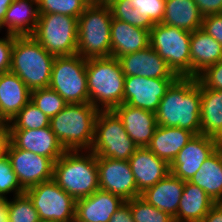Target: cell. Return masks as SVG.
<instances>
[{
	"label": "cell",
	"mask_w": 222,
	"mask_h": 222,
	"mask_svg": "<svg viewBox=\"0 0 222 222\" xmlns=\"http://www.w3.org/2000/svg\"><path fill=\"white\" fill-rule=\"evenodd\" d=\"M201 84L195 77H178L155 112L157 126L178 127L201 134Z\"/></svg>",
	"instance_id": "cell-1"
},
{
	"label": "cell",
	"mask_w": 222,
	"mask_h": 222,
	"mask_svg": "<svg viewBox=\"0 0 222 222\" xmlns=\"http://www.w3.org/2000/svg\"><path fill=\"white\" fill-rule=\"evenodd\" d=\"M53 179L75 200L99 188L97 156L91 150L65 151L54 163Z\"/></svg>",
	"instance_id": "cell-2"
},
{
	"label": "cell",
	"mask_w": 222,
	"mask_h": 222,
	"mask_svg": "<svg viewBox=\"0 0 222 222\" xmlns=\"http://www.w3.org/2000/svg\"><path fill=\"white\" fill-rule=\"evenodd\" d=\"M89 103L98 110L123 104L125 75L118 58H92L86 64Z\"/></svg>",
	"instance_id": "cell-3"
},
{
	"label": "cell",
	"mask_w": 222,
	"mask_h": 222,
	"mask_svg": "<svg viewBox=\"0 0 222 222\" xmlns=\"http://www.w3.org/2000/svg\"><path fill=\"white\" fill-rule=\"evenodd\" d=\"M99 110L91 103L67 104L50 119V127L66 151L90 150Z\"/></svg>",
	"instance_id": "cell-4"
},
{
	"label": "cell",
	"mask_w": 222,
	"mask_h": 222,
	"mask_svg": "<svg viewBox=\"0 0 222 222\" xmlns=\"http://www.w3.org/2000/svg\"><path fill=\"white\" fill-rule=\"evenodd\" d=\"M54 60L32 36H15L10 71L31 91L49 86Z\"/></svg>",
	"instance_id": "cell-5"
},
{
	"label": "cell",
	"mask_w": 222,
	"mask_h": 222,
	"mask_svg": "<svg viewBox=\"0 0 222 222\" xmlns=\"http://www.w3.org/2000/svg\"><path fill=\"white\" fill-rule=\"evenodd\" d=\"M111 21V9L104 0L85 8L78 18L77 53L82 58L111 56Z\"/></svg>",
	"instance_id": "cell-6"
},
{
	"label": "cell",
	"mask_w": 222,
	"mask_h": 222,
	"mask_svg": "<svg viewBox=\"0 0 222 222\" xmlns=\"http://www.w3.org/2000/svg\"><path fill=\"white\" fill-rule=\"evenodd\" d=\"M191 32L162 23L150 29V46L178 77H191Z\"/></svg>",
	"instance_id": "cell-7"
},
{
	"label": "cell",
	"mask_w": 222,
	"mask_h": 222,
	"mask_svg": "<svg viewBox=\"0 0 222 222\" xmlns=\"http://www.w3.org/2000/svg\"><path fill=\"white\" fill-rule=\"evenodd\" d=\"M137 148L118 115L113 110H99L90 150L99 157L128 161Z\"/></svg>",
	"instance_id": "cell-8"
},
{
	"label": "cell",
	"mask_w": 222,
	"mask_h": 222,
	"mask_svg": "<svg viewBox=\"0 0 222 222\" xmlns=\"http://www.w3.org/2000/svg\"><path fill=\"white\" fill-rule=\"evenodd\" d=\"M86 64L87 60L78 53L56 56L48 87L55 90L68 104L88 103Z\"/></svg>",
	"instance_id": "cell-9"
},
{
	"label": "cell",
	"mask_w": 222,
	"mask_h": 222,
	"mask_svg": "<svg viewBox=\"0 0 222 222\" xmlns=\"http://www.w3.org/2000/svg\"><path fill=\"white\" fill-rule=\"evenodd\" d=\"M32 37L55 57L76 54L78 19L55 13L39 14Z\"/></svg>",
	"instance_id": "cell-10"
},
{
	"label": "cell",
	"mask_w": 222,
	"mask_h": 222,
	"mask_svg": "<svg viewBox=\"0 0 222 222\" xmlns=\"http://www.w3.org/2000/svg\"><path fill=\"white\" fill-rule=\"evenodd\" d=\"M32 200L40 219L72 222L76 200L58 186L54 179L41 182L25 191Z\"/></svg>",
	"instance_id": "cell-11"
},
{
	"label": "cell",
	"mask_w": 222,
	"mask_h": 222,
	"mask_svg": "<svg viewBox=\"0 0 222 222\" xmlns=\"http://www.w3.org/2000/svg\"><path fill=\"white\" fill-rule=\"evenodd\" d=\"M5 153L24 191L53 179L54 162L50 158L16 148L9 140Z\"/></svg>",
	"instance_id": "cell-12"
},
{
	"label": "cell",
	"mask_w": 222,
	"mask_h": 222,
	"mask_svg": "<svg viewBox=\"0 0 222 222\" xmlns=\"http://www.w3.org/2000/svg\"><path fill=\"white\" fill-rule=\"evenodd\" d=\"M99 188L120 196L124 201L141 196L127 160L97 156Z\"/></svg>",
	"instance_id": "cell-13"
},
{
	"label": "cell",
	"mask_w": 222,
	"mask_h": 222,
	"mask_svg": "<svg viewBox=\"0 0 222 222\" xmlns=\"http://www.w3.org/2000/svg\"><path fill=\"white\" fill-rule=\"evenodd\" d=\"M176 79L125 76L123 103L155 113L161 98Z\"/></svg>",
	"instance_id": "cell-14"
},
{
	"label": "cell",
	"mask_w": 222,
	"mask_h": 222,
	"mask_svg": "<svg viewBox=\"0 0 222 222\" xmlns=\"http://www.w3.org/2000/svg\"><path fill=\"white\" fill-rule=\"evenodd\" d=\"M216 151L214 138L194 135L170 164V172L182 181H190L201 165Z\"/></svg>",
	"instance_id": "cell-15"
},
{
	"label": "cell",
	"mask_w": 222,
	"mask_h": 222,
	"mask_svg": "<svg viewBox=\"0 0 222 222\" xmlns=\"http://www.w3.org/2000/svg\"><path fill=\"white\" fill-rule=\"evenodd\" d=\"M8 140L19 149L48 157L54 163L65 153L51 127L37 130H6Z\"/></svg>",
	"instance_id": "cell-16"
},
{
	"label": "cell",
	"mask_w": 222,
	"mask_h": 222,
	"mask_svg": "<svg viewBox=\"0 0 222 222\" xmlns=\"http://www.w3.org/2000/svg\"><path fill=\"white\" fill-rule=\"evenodd\" d=\"M118 60L125 76L178 78L150 45L132 54L120 56Z\"/></svg>",
	"instance_id": "cell-17"
},
{
	"label": "cell",
	"mask_w": 222,
	"mask_h": 222,
	"mask_svg": "<svg viewBox=\"0 0 222 222\" xmlns=\"http://www.w3.org/2000/svg\"><path fill=\"white\" fill-rule=\"evenodd\" d=\"M128 162L140 193L154 186L170 173V165L147 147H138Z\"/></svg>",
	"instance_id": "cell-18"
},
{
	"label": "cell",
	"mask_w": 222,
	"mask_h": 222,
	"mask_svg": "<svg viewBox=\"0 0 222 222\" xmlns=\"http://www.w3.org/2000/svg\"><path fill=\"white\" fill-rule=\"evenodd\" d=\"M113 111L121 119L126 132L137 147H147L157 127L155 113L126 103L116 106Z\"/></svg>",
	"instance_id": "cell-19"
},
{
	"label": "cell",
	"mask_w": 222,
	"mask_h": 222,
	"mask_svg": "<svg viewBox=\"0 0 222 222\" xmlns=\"http://www.w3.org/2000/svg\"><path fill=\"white\" fill-rule=\"evenodd\" d=\"M125 201L118 195L101 189L76 200L75 219L81 222H109Z\"/></svg>",
	"instance_id": "cell-20"
},
{
	"label": "cell",
	"mask_w": 222,
	"mask_h": 222,
	"mask_svg": "<svg viewBox=\"0 0 222 222\" xmlns=\"http://www.w3.org/2000/svg\"><path fill=\"white\" fill-rule=\"evenodd\" d=\"M30 100L31 90L16 74H0V120L9 123Z\"/></svg>",
	"instance_id": "cell-21"
},
{
	"label": "cell",
	"mask_w": 222,
	"mask_h": 222,
	"mask_svg": "<svg viewBox=\"0 0 222 222\" xmlns=\"http://www.w3.org/2000/svg\"><path fill=\"white\" fill-rule=\"evenodd\" d=\"M39 18L37 0H14L8 7L0 34L32 36Z\"/></svg>",
	"instance_id": "cell-22"
},
{
	"label": "cell",
	"mask_w": 222,
	"mask_h": 222,
	"mask_svg": "<svg viewBox=\"0 0 222 222\" xmlns=\"http://www.w3.org/2000/svg\"><path fill=\"white\" fill-rule=\"evenodd\" d=\"M150 45V31L112 17L111 56L119 58Z\"/></svg>",
	"instance_id": "cell-23"
},
{
	"label": "cell",
	"mask_w": 222,
	"mask_h": 222,
	"mask_svg": "<svg viewBox=\"0 0 222 222\" xmlns=\"http://www.w3.org/2000/svg\"><path fill=\"white\" fill-rule=\"evenodd\" d=\"M184 183L185 181H182L170 172L154 186L147 188L141 193V197L153 207L175 217L184 189Z\"/></svg>",
	"instance_id": "cell-24"
},
{
	"label": "cell",
	"mask_w": 222,
	"mask_h": 222,
	"mask_svg": "<svg viewBox=\"0 0 222 222\" xmlns=\"http://www.w3.org/2000/svg\"><path fill=\"white\" fill-rule=\"evenodd\" d=\"M194 134L178 127L157 126L147 148L169 165Z\"/></svg>",
	"instance_id": "cell-25"
},
{
	"label": "cell",
	"mask_w": 222,
	"mask_h": 222,
	"mask_svg": "<svg viewBox=\"0 0 222 222\" xmlns=\"http://www.w3.org/2000/svg\"><path fill=\"white\" fill-rule=\"evenodd\" d=\"M191 77H197L205 68L222 59V45L202 29L191 32Z\"/></svg>",
	"instance_id": "cell-26"
},
{
	"label": "cell",
	"mask_w": 222,
	"mask_h": 222,
	"mask_svg": "<svg viewBox=\"0 0 222 222\" xmlns=\"http://www.w3.org/2000/svg\"><path fill=\"white\" fill-rule=\"evenodd\" d=\"M214 204L215 202L204 190L185 181L174 220L175 222H200Z\"/></svg>",
	"instance_id": "cell-27"
},
{
	"label": "cell",
	"mask_w": 222,
	"mask_h": 222,
	"mask_svg": "<svg viewBox=\"0 0 222 222\" xmlns=\"http://www.w3.org/2000/svg\"><path fill=\"white\" fill-rule=\"evenodd\" d=\"M165 5L162 24L189 32L201 29L204 16L194 0H165Z\"/></svg>",
	"instance_id": "cell-28"
},
{
	"label": "cell",
	"mask_w": 222,
	"mask_h": 222,
	"mask_svg": "<svg viewBox=\"0 0 222 222\" xmlns=\"http://www.w3.org/2000/svg\"><path fill=\"white\" fill-rule=\"evenodd\" d=\"M215 202H222V152L216 150L189 181Z\"/></svg>",
	"instance_id": "cell-29"
},
{
	"label": "cell",
	"mask_w": 222,
	"mask_h": 222,
	"mask_svg": "<svg viewBox=\"0 0 222 222\" xmlns=\"http://www.w3.org/2000/svg\"><path fill=\"white\" fill-rule=\"evenodd\" d=\"M201 134L214 137L222 128V90L201 85Z\"/></svg>",
	"instance_id": "cell-30"
},
{
	"label": "cell",
	"mask_w": 222,
	"mask_h": 222,
	"mask_svg": "<svg viewBox=\"0 0 222 222\" xmlns=\"http://www.w3.org/2000/svg\"><path fill=\"white\" fill-rule=\"evenodd\" d=\"M110 7L112 17L145 30L154 26L148 17L140 14L136 0H104Z\"/></svg>",
	"instance_id": "cell-31"
},
{
	"label": "cell",
	"mask_w": 222,
	"mask_h": 222,
	"mask_svg": "<svg viewBox=\"0 0 222 222\" xmlns=\"http://www.w3.org/2000/svg\"><path fill=\"white\" fill-rule=\"evenodd\" d=\"M50 126V119L29 101L14 117L6 124V130H37Z\"/></svg>",
	"instance_id": "cell-32"
},
{
	"label": "cell",
	"mask_w": 222,
	"mask_h": 222,
	"mask_svg": "<svg viewBox=\"0 0 222 222\" xmlns=\"http://www.w3.org/2000/svg\"><path fill=\"white\" fill-rule=\"evenodd\" d=\"M6 217L12 222H38L40 220L32 200L26 193L6 200Z\"/></svg>",
	"instance_id": "cell-33"
},
{
	"label": "cell",
	"mask_w": 222,
	"mask_h": 222,
	"mask_svg": "<svg viewBox=\"0 0 222 222\" xmlns=\"http://www.w3.org/2000/svg\"><path fill=\"white\" fill-rule=\"evenodd\" d=\"M30 101L49 119L57 115L68 104L50 87L32 90Z\"/></svg>",
	"instance_id": "cell-34"
},
{
	"label": "cell",
	"mask_w": 222,
	"mask_h": 222,
	"mask_svg": "<svg viewBox=\"0 0 222 222\" xmlns=\"http://www.w3.org/2000/svg\"><path fill=\"white\" fill-rule=\"evenodd\" d=\"M125 202L130 206L134 222H175L174 217L153 207L141 196Z\"/></svg>",
	"instance_id": "cell-35"
},
{
	"label": "cell",
	"mask_w": 222,
	"mask_h": 222,
	"mask_svg": "<svg viewBox=\"0 0 222 222\" xmlns=\"http://www.w3.org/2000/svg\"><path fill=\"white\" fill-rule=\"evenodd\" d=\"M39 14H62L79 18L87 5L82 0H37Z\"/></svg>",
	"instance_id": "cell-36"
},
{
	"label": "cell",
	"mask_w": 222,
	"mask_h": 222,
	"mask_svg": "<svg viewBox=\"0 0 222 222\" xmlns=\"http://www.w3.org/2000/svg\"><path fill=\"white\" fill-rule=\"evenodd\" d=\"M16 174L13 172L11 162L4 153L0 157V197L5 199L24 194Z\"/></svg>",
	"instance_id": "cell-37"
},
{
	"label": "cell",
	"mask_w": 222,
	"mask_h": 222,
	"mask_svg": "<svg viewBox=\"0 0 222 222\" xmlns=\"http://www.w3.org/2000/svg\"><path fill=\"white\" fill-rule=\"evenodd\" d=\"M140 14L148 17L153 24L162 22L165 12V0H136Z\"/></svg>",
	"instance_id": "cell-38"
},
{
	"label": "cell",
	"mask_w": 222,
	"mask_h": 222,
	"mask_svg": "<svg viewBox=\"0 0 222 222\" xmlns=\"http://www.w3.org/2000/svg\"><path fill=\"white\" fill-rule=\"evenodd\" d=\"M196 78L204 88L222 90V59L205 68Z\"/></svg>",
	"instance_id": "cell-39"
},
{
	"label": "cell",
	"mask_w": 222,
	"mask_h": 222,
	"mask_svg": "<svg viewBox=\"0 0 222 222\" xmlns=\"http://www.w3.org/2000/svg\"><path fill=\"white\" fill-rule=\"evenodd\" d=\"M0 36V74L10 71L11 52L14 44V35L2 33Z\"/></svg>",
	"instance_id": "cell-40"
},
{
	"label": "cell",
	"mask_w": 222,
	"mask_h": 222,
	"mask_svg": "<svg viewBox=\"0 0 222 222\" xmlns=\"http://www.w3.org/2000/svg\"><path fill=\"white\" fill-rule=\"evenodd\" d=\"M201 29L222 45V14L204 16Z\"/></svg>",
	"instance_id": "cell-41"
},
{
	"label": "cell",
	"mask_w": 222,
	"mask_h": 222,
	"mask_svg": "<svg viewBox=\"0 0 222 222\" xmlns=\"http://www.w3.org/2000/svg\"><path fill=\"white\" fill-rule=\"evenodd\" d=\"M203 16L222 14V0H194Z\"/></svg>",
	"instance_id": "cell-42"
},
{
	"label": "cell",
	"mask_w": 222,
	"mask_h": 222,
	"mask_svg": "<svg viewBox=\"0 0 222 222\" xmlns=\"http://www.w3.org/2000/svg\"><path fill=\"white\" fill-rule=\"evenodd\" d=\"M109 222H134L130 206L124 202L112 215Z\"/></svg>",
	"instance_id": "cell-43"
},
{
	"label": "cell",
	"mask_w": 222,
	"mask_h": 222,
	"mask_svg": "<svg viewBox=\"0 0 222 222\" xmlns=\"http://www.w3.org/2000/svg\"><path fill=\"white\" fill-rule=\"evenodd\" d=\"M200 222H222V202L215 203Z\"/></svg>",
	"instance_id": "cell-44"
},
{
	"label": "cell",
	"mask_w": 222,
	"mask_h": 222,
	"mask_svg": "<svg viewBox=\"0 0 222 222\" xmlns=\"http://www.w3.org/2000/svg\"><path fill=\"white\" fill-rule=\"evenodd\" d=\"M14 0H0V25L3 23L8 7Z\"/></svg>",
	"instance_id": "cell-45"
},
{
	"label": "cell",
	"mask_w": 222,
	"mask_h": 222,
	"mask_svg": "<svg viewBox=\"0 0 222 222\" xmlns=\"http://www.w3.org/2000/svg\"><path fill=\"white\" fill-rule=\"evenodd\" d=\"M6 200L3 197H0V222H4L6 218Z\"/></svg>",
	"instance_id": "cell-46"
},
{
	"label": "cell",
	"mask_w": 222,
	"mask_h": 222,
	"mask_svg": "<svg viewBox=\"0 0 222 222\" xmlns=\"http://www.w3.org/2000/svg\"><path fill=\"white\" fill-rule=\"evenodd\" d=\"M213 138L216 145V150L222 152V128Z\"/></svg>",
	"instance_id": "cell-47"
},
{
	"label": "cell",
	"mask_w": 222,
	"mask_h": 222,
	"mask_svg": "<svg viewBox=\"0 0 222 222\" xmlns=\"http://www.w3.org/2000/svg\"><path fill=\"white\" fill-rule=\"evenodd\" d=\"M7 143H8V137H7V134H5L0 139V157L5 153Z\"/></svg>",
	"instance_id": "cell-48"
},
{
	"label": "cell",
	"mask_w": 222,
	"mask_h": 222,
	"mask_svg": "<svg viewBox=\"0 0 222 222\" xmlns=\"http://www.w3.org/2000/svg\"><path fill=\"white\" fill-rule=\"evenodd\" d=\"M6 134V124L0 120V139Z\"/></svg>",
	"instance_id": "cell-49"
},
{
	"label": "cell",
	"mask_w": 222,
	"mask_h": 222,
	"mask_svg": "<svg viewBox=\"0 0 222 222\" xmlns=\"http://www.w3.org/2000/svg\"><path fill=\"white\" fill-rule=\"evenodd\" d=\"M87 6L99 4L102 0H82Z\"/></svg>",
	"instance_id": "cell-50"
},
{
	"label": "cell",
	"mask_w": 222,
	"mask_h": 222,
	"mask_svg": "<svg viewBox=\"0 0 222 222\" xmlns=\"http://www.w3.org/2000/svg\"><path fill=\"white\" fill-rule=\"evenodd\" d=\"M38 222H59V221L40 219Z\"/></svg>",
	"instance_id": "cell-51"
},
{
	"label": "cell",
	"mask_w": 222,
	"mask_h": 222,
	"mask_svg": "<svg viewBox=\"0 0 222 222\" xmlns=\"http://www.w3.org/2000/svg\"><path fill=\"white\" fill-rule=\"evenodd\" d=\"M4 222H12L11 220H9L7 217L5 218Z\"/></svg>",
	"instance_id": "cell-52"
}]
</instances>
